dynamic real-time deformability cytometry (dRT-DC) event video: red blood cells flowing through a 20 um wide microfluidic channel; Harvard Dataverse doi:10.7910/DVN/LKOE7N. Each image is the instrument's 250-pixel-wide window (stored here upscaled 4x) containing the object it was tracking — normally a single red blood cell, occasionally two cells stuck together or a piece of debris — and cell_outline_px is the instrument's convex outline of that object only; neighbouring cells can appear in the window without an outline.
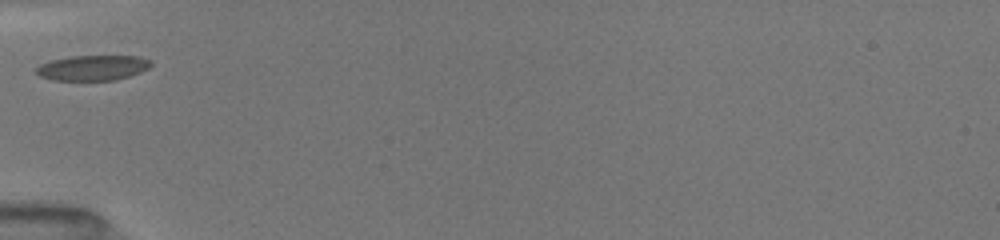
{"species": "common noctule bat (a hibernating species)", "species_latin": "Nyctalus noctula", "temperature_condition": "room temperature", "stored_images_in_passage": 5, "camera_frame_rate_fps": 3000, "um_per_image_px": 0.085, "animal": {"sex": "female", "body_mass_g": 19.5, "forearm_length_mm": 54.1}, "frame": {"image": 1, "passage_image": 1, "time_ms": 0.0, "image_size_px": [1000, 240], "cell_outline_px": [[152, 64], [148, 68], [140, 72], [116, 80], [52, 80], [40, 76], [36, 72], [36, 68], [40, 64], [52, 60], [68, 56], [140, 56], [152, 60]], "centroid_in_image_um": [7.89, 5.76], "position_along_channel_um": 77.1, "area_um2": 16.88}}
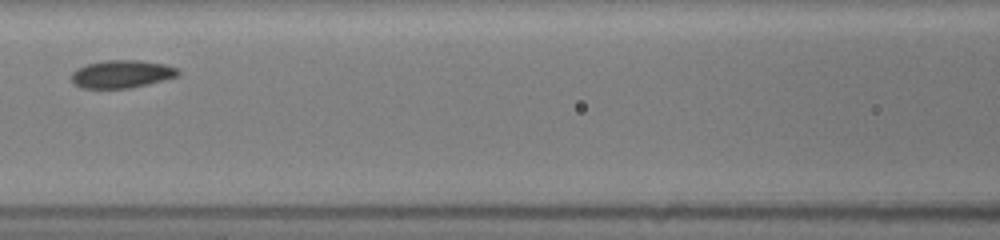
{"frame": {"image": 2, "passage_image": 3, "time_ms": 2.0, "image_size_px": [1000, 240], "cell_outline_px": [[180, 76], [148, 84], [128, 88], [80, 88], [72, 80], [72, 72], [76, 68], [88, 64], [104, 60], [140, 60], [164, 64], [176, 68], [180, 72]], "centroid_in_image_um": [10.36, 6.29], "position_along_channel_um": 156.2, "area_um2": 17.28}}
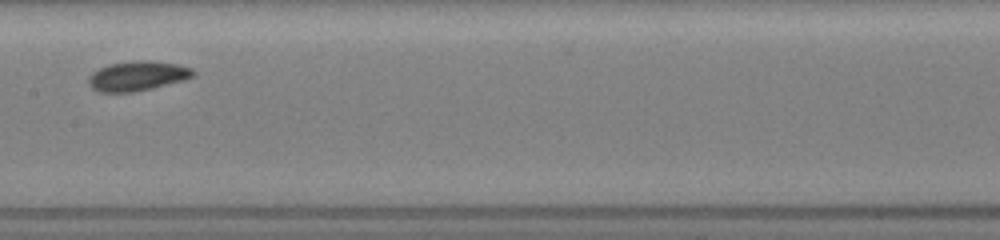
{"frame": {"image": 3, "passage_image": 4, "time_ms": 3.0, "image_size_px": [1000, 240], "cell_outline_px": [[196, 76], [184, 80], [152, 88], [132, 92], [100, 92], [92, 88], [88, 84], [88, 76], [92, 72], [108, 64], [132, 60], [148, 60], [176, 64], [192, 68], [196, 72]], "centroid_in_image_um": [11.69, 6.45], "position_along_channel_um": 195.7, "area_um2": 18.26}}